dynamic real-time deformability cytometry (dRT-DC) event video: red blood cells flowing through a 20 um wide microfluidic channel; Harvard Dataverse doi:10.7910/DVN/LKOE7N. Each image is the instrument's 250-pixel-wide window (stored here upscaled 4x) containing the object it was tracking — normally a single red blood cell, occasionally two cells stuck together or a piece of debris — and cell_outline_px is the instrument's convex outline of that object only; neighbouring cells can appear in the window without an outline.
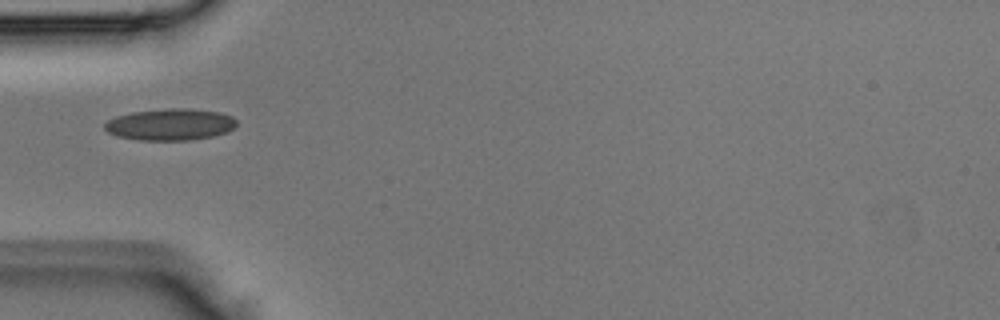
{"species": "Egyptian fruit bat (a non-hibernating species)", "species_latin": "Rousettus aegyptiacus", "temperature_condition": "room temperature", "stored_images_in_passage": 3, "camera_frame_rate_fps": 3000, "um_per_image_px": 0.085, "animal": {"sex": "male"}, "frame": {"image": 1, "passage_image": 3, "time_ms": 0.667, "image_size_px": [1000, 320], "cell_outline_px": [[236, 124], [228, 132], [212, 136], [188, 140], [140, 140], [116, 136], [108, 132], [104, 128], [104, 124], [108, 120], [116, 116], [132, 112], [168, 108], [188, 108], [220, 112], [232, 116], [236, 120]], "centroid_in_image_um": [14.46, 10.57], "position_along_channel_um": 70.5, "area_um2": 24.33}}